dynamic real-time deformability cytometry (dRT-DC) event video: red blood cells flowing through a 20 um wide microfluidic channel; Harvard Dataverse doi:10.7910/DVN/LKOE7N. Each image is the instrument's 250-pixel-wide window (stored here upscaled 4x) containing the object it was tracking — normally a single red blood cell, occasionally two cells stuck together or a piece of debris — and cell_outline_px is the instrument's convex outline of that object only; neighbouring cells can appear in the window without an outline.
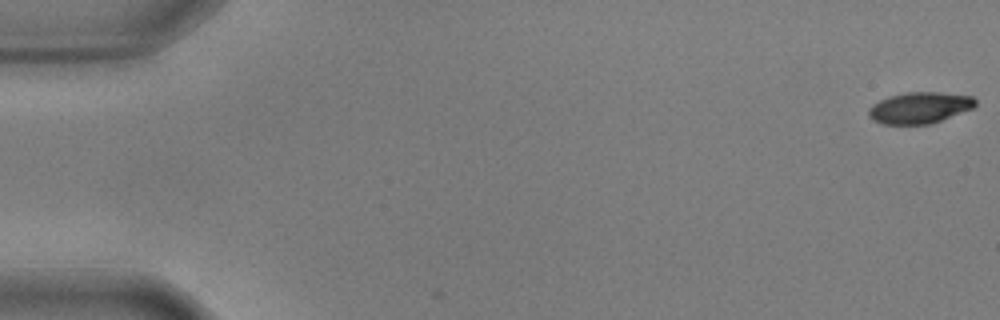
{"species": "common noctule bat (a hibernating species)", "species_latin": "Nyctalus noctula", "temperature_condition": "warm", "stored_images_in_passage": 57, "camera_frame_rate_fps": 3000, "um_per_image_px": 0.085, "animal": {"sex": "male", "body_mass_g": 17.9, "forearm_length_mm": 54.2}, "frame": {"image": 1, "passage_image": 1, "time_ms": 0.0, "image_size_px": [1000, 320], "cell_outline_px": [[976, 104], [972, 108], [940, 120], [928, 124], [884, 124], [872, 120], [868, 116], [868, 108], [872, 104], [888, 96], [908, 92], [940, 92], [972, 96], [976, 100]], "centroid_in_image_um": [78.12, 9.15], "position_along_channel_um": 6.9, "area_um2": 19.36}}
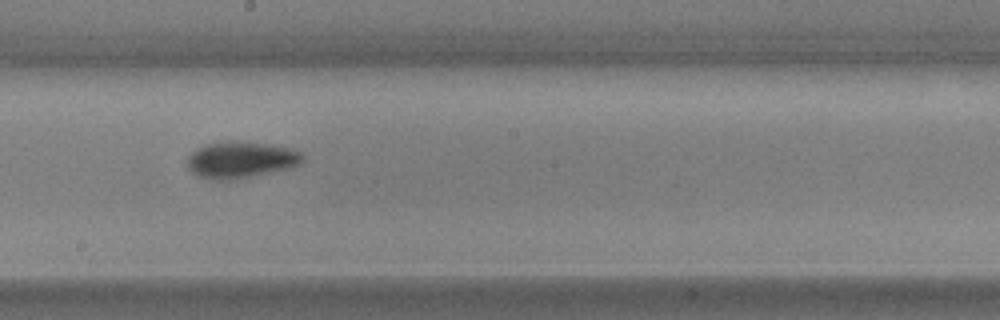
{"frame": {"image": 2, "passage_image": 32, "time_ms": 10.333, "image_size_px": [1000, 320], "cell_outline_px": [[304, 160], [300, 164], [292, 168], [228, 180], [212, 180], [196, 176], [188, 168], [188, 156], [196, 148], [204, 144], [228, 140], [232, 140], [272, 144], [292, 148], [300, 152], [304, 156]], "centroid_in_image_um": [20.47, 13.56], "position_along_channel_um": 227.7, "area_um2": 24.91}}
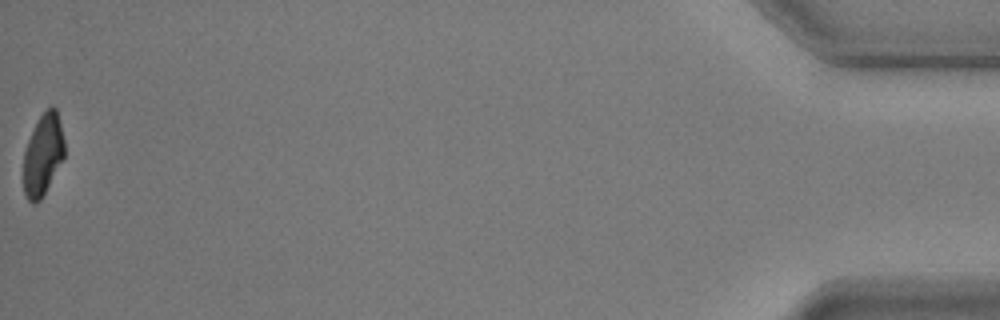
{"frame": {"image": 3, "passage_image": 57, "time_ms": 18.667, "image_size_px": [1000, 320], "cell_outline_px": [[64, 156], [40, 200], [36, 204], [32, 204], [28, 200], [24, 192], [24, 152], [28, 140], [40, 116], [52, 104], [56, 108], [64, 140]], "centroid_in_image_um": [3.64, 13.15], "position_along_channel_um": 431.6, "area_um2": 19.02}, "authors_computed_cell_mechanics": {"area_um2": 22.0796, "velocity_mm_per_s": 3.5857, "shape_relaxation_time_tau1_ms": 3.098, "shape_relaxation_time_tau2_ms": null, "deformation_change_tau1": 0.1613, "deformation_change_tau2": null}}